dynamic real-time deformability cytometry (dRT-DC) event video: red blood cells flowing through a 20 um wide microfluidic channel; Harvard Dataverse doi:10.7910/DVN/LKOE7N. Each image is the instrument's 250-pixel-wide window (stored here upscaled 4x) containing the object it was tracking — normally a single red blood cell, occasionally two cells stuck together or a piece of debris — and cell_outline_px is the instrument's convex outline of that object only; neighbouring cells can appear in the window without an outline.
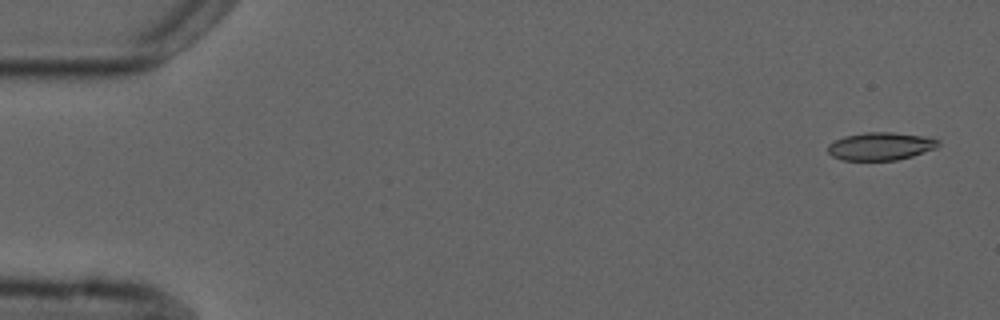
{"species": "common noctule bat (a hibernating species)", "species_latin": "Nyctalus noctula", "temperature_condition": "cold", "stored_images_in_passage": 6, "camera_frame_rate_fps": 3000, "um_per_image_px": 0.085, "animal": {"sex": "male", "forearm_length_mm": 52.5}, "frame": {"image": 1, "passage_image": 1, "time_ms": 0.0, "image_size_px": [1000, 320], "cell_outline_px": [[940, 144], [936, 148], [912, 156], [896, 160], [844, 160], [832, 156], [828, 152], [828, 144], [844, 136], [864, 132], [892, 132], [924, 136], [940, 140]], "centroid_in_image_um": [74.86, 12.42], "position_along_channel_um": 10.1, "area_um2": 17.92}}
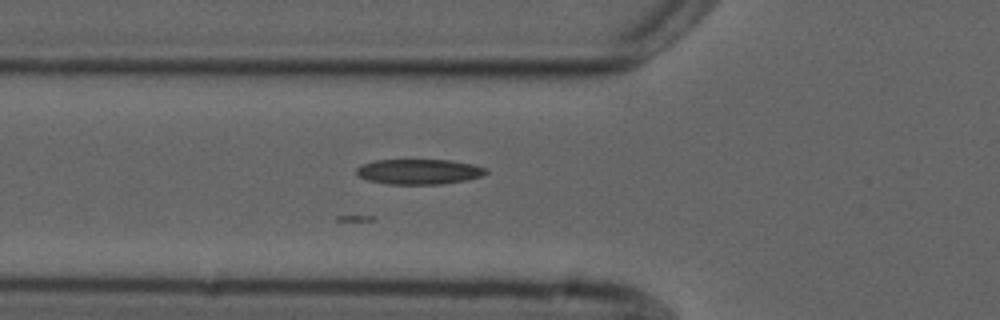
{"frame": {"image": 2, "passage_image": 6, "time_ms": 5.667, "image_size_px": [1000, 320], "cell_outline_px": [[488, 172], [484, 176], [464, 180], [440, 184], [388, 184], [368, 180], [360, 176], [356, 172], [356, 168], [360, 164], [376, 160], [448, 160], [472, 164], [488, 168]], "centroid_in_image_um": [35.62, 14.59], "position_along_channel_um": 90.2, "area_um2": 19.02}}